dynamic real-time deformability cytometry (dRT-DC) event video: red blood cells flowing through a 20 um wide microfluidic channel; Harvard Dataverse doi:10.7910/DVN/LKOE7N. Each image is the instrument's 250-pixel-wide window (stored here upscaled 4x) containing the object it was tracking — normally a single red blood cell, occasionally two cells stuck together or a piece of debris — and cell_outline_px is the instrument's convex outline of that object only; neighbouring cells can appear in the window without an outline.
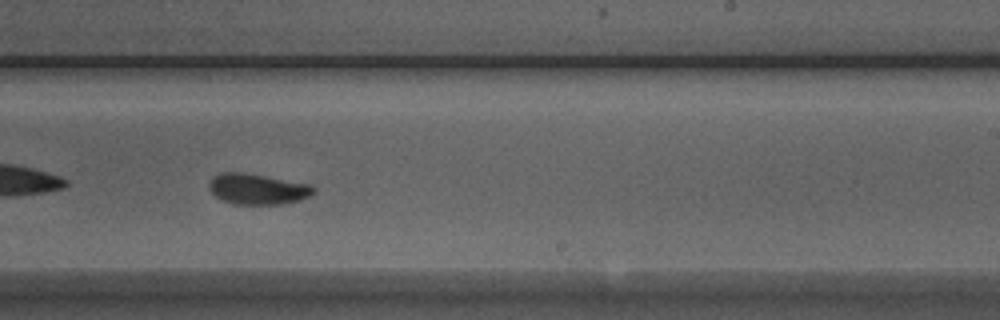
{"species": "Egyptian fruit bat (a non-hibernating species)", "species_latin": "Rousettus aegyptiacus", "temperature_condition": "room temperature", "stored_images_in_passage": 38, "camera_frame_rate_fps": 3000, "um_per_image_px": 0.085, "animal": {"sex": "male"}, "frame": {"image": 1, "passage_image": 17, "time_ms": 5.333, "image_size_px": [1000, 320], "cell_outline_px": [[316, 192], [300, 200], [284, 204], [236, 204], [224, 200], [216, 196], [208, 188], [208, 184], [212, 176], [220, 172], [244, 172], [312, 184], [316, 188]], "centroid_in_image_um": [21.91, 16.05], "position_along_channel_um": 267.1, "area_um2": 18.9}}
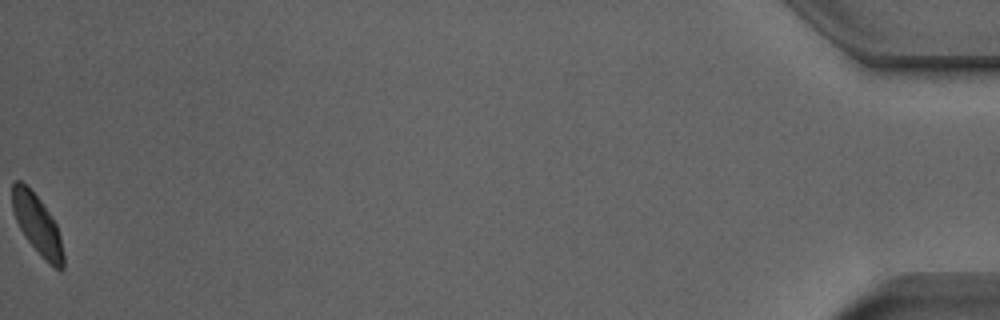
{"frame": {"image": 2, "passage_image": 38, "time_ms": 12.333, "image_size_px": [1000, 320], "cell_outline_px": [[64, 268], [60, 272], [48, 264], [44, 260], [28, 240], [20, 228], [16, 220], [12, 208], [12, 184], [16, 180], [20, 180], [40, 200], [52, 216], [56, 224], [60, 236], [64, 256]], "centroid_in_image_um": [3.2, 19.14], "position_along_channel_um": 432.0, "area_um2": 17.63}, "authors_computed_cell_mechanics": {"area_um2": 18.785, "velocity_mm_per_s": 3.9122, "shape_relaxation_time_tau1_ms": 2.7504, "shape_relaxation_time_tau2_ms": 1.0511, "deformation_change_tau1": 0.1054, "deformation_change_tau2": 0.0604}}